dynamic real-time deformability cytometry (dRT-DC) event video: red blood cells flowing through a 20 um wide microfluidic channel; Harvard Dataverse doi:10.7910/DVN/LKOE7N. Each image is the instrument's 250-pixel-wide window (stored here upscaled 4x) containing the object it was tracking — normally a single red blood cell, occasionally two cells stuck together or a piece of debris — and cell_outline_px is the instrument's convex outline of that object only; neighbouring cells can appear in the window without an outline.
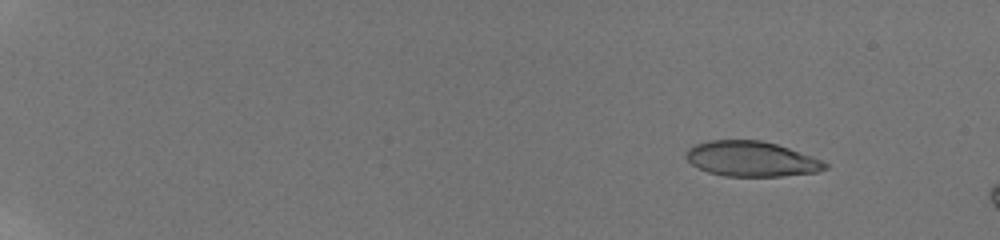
{"species": "human", "species_latin": "Homo sapiens", "temperature_condition": "room temperature", "stored_images_in_passage": 10, "camera_frame_rate_fps": 3000, "um_per_image_px": 0.085, "donor": {"sex": "male"}, "frame": {"image": 1, "passage_image": 1, "time_ms": 0.0, "image_size_px": [1000, 240], "cell_outline_px": [[828, 168], [816, 172], [780, 176], [724, 176], [708, 172], [692, 164], [684, 156], [688, 148], [692, 144], [708, 140], [760, 140], [776, 144], [812, 156], [828, 164]], "centroid_in_image_um": [63.83, 13.5], "position_along_channel_um": 21.2, "area_um2": 28.44}}